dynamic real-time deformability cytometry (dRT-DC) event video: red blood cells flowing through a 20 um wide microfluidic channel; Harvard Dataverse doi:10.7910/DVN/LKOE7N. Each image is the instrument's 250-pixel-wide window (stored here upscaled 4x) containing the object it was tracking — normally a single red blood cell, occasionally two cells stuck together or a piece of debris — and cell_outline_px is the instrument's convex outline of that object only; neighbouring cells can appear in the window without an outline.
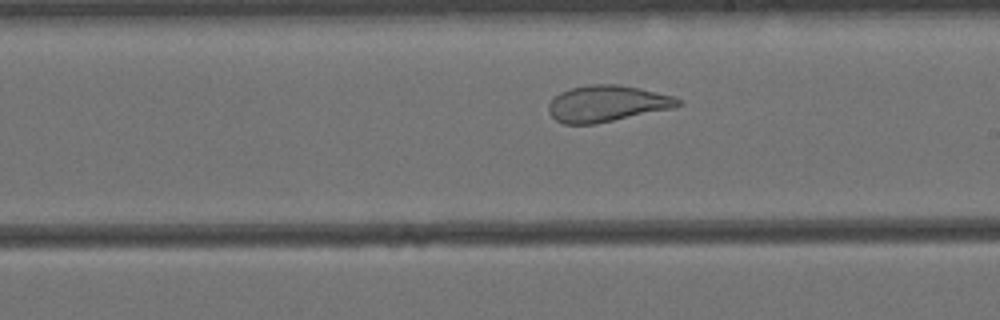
{"species": "Egyptian fruit bat (a non-hibernating species)", "species_latin": "Rousettus aegyptiacus", "temperature_condition": "cold", "stored_images_in_passage": 33, "camera_frame_rate_fps": 3000, "um_per_image_px": 0.085, "animal": {"sex": "female"}, "frame": {"image": 1, "passage_image": 19, "time_ms": 6.0, "image_size_px": [1000, 320], "cell_outline_px": [[684, 104], [676, 108], [596, 124], [564, 124], [556, 120], [548, 112], [548, 104], [560, 92], [572, 88], [592, 84], [616, 84], [640, 88], [672, 96], [680, 100]], "centroid_in_image_um": [51.62, 8.82], "position_along_channel_um": 237.4, "area_um2": 27.51}}